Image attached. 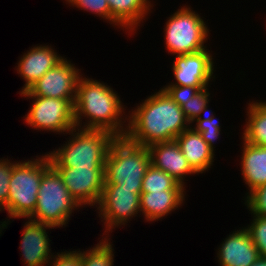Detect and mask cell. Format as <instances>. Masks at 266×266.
Returning <instances> with one entry per match:
<instances>
[{
  "label": "cell",
  "instance_id": "18",
  "mask_svg": "<svg viewBox=\"0 0 266 266\" xmlns=\"http://www.w3.org/2000/svg\"><path fill=\"white\" fill-rule=\"evenodd\" d=\"M191 168L199 175L214 165L215 152L209 147L200 133L192 127L184 130L175 138Z\"/></svg>",
  "mask_w": 266,
  "mask_h": 266
},
{
  "label": "cell",
  "instance_id": "34",
  "mask_svg": "<svg viewBox=\"0 0 266 266\" xmlns=\"http://www.w3.org/2000/svg\"><path fill=\"white\" fill-rule=\"evenodd\" d=\"M144 1L153 9L154 2L152 4L151 0H144Z\"/></svg>",
  "mask_w": 266,
  "mask_h": 266
},
{
  "label": "cell",
  "instance_id": "30",
  "mask_svg": "<svg viewBox=\"0 0 266 266\" xmlns=\"http://www.w3.org/2000/svg\"><path fill=\"white\" fill-rule=\"evenodd\" d=\"M206 87L176 86L165 85L162 89L175 101L179 106H183L186 101L196 95L201 89Z\"/></svg>",
  "mask_w": 266,
  "mask_h": 266
},
{
  "label": "cell",
  "instance_id": "19",
  "mask_svg": "<svg viewBox=\"0 0 266 266\" xmlns=\"http://www.w3.org/2000/svg\"><path fill=\"white\" fill-rule=\"evenodd\" d=\"M111 25L123 28L125 32L135 34L138 26L144 23L147 15L152 12L151 7L144 0H107Z\"/></svg>",
  "mask_w": 266,
  "mask_h": 266
},
{
  "label": "cell",
  "instance_id": "16",
  "mask_svg": "<svg viewBox=\"0 0 266 266\" xmlns=\"http://www.w3.org/2000/svg\"><path fill=\"white\" fill-rule=\"evenodd\" d=\"M151 164L167 174L171 175L183 187L188 175H198L184 157L179 145L175 140L159 142L148 147Z\"/></svg>",
  "mask_w": 266,
  "mask_h": 266
},
{
  "label": "cell",
  "instance_id": "10",
  "mask_svg": "<svg viewBox=\"0 0 266 266\" xmlns=\"http://www.w3.org/2000/svg\"><path fill=\"white\" fill-rule=\"evenodd\" d=\"M80 70L64 56L27 91L19 94L20 96L76 99L77 83L82 75Z\"/></svg>",
  "mask_w": 266,
  "mask_h": 266
},
{
  "label": "cell",
  "instance_id": "11",
  "mask_svg": "<svg viewBox=\"0 0 266 266\" xmlns=\"http://www.w3.org/2000/svg\"><path fill=\"white\" fill-rule=\"evenodd\" d=\"M54 168L80 207L97 205L105 184L104 168Z\"/></svg>",
  "mask_w": 266,
  "mask_h": 266
},
{
  "label": "cell",
  "instance_id": "8",
  "mask_svg": "<svg viewBox=\"0 0 266 266\" xmlns=\"http://www.w3.org/2000/svg\"><path fill=\"white\" fill-rule=\"evenodd\" d=\"M32 99L25 123L34 130L64 134L75 128L74 103L76 99L21 96ZM65 132V133H64ZM66 134V135H65Z\"/></svg>",
  "mask_w": 266,
  "mask_h": 266
},
{
  "label": "cell",
  "instance_id": "31",
  "mask_svg": "<svg viewBox=\"0 0 266 266\" xmlns=\"http://www.w3.org/2000/svg\"><path fill=\"white\" fill-rule=\"evenodd\" d=\"M48 266H82V251L57 252L47 263Z\"/></svg>",
  "mask_w": 266,
  "mask_h": 266
},
{
  "label": "cell",
  "instance_id": "5",
  "mask_svg": "<svg viewBox=\"0 0 266 266\" xmlns=\"http://www.w3.org/2000/svg\"><path fill=\"white\" fill-rule=\"evenodd\" d=\"M150 165L148 147L134 144L125 137H116L106 157L105 184L119 185L120 189H141Z\"/></svg>",
  "mask_w": 266,
  "mask_h": 266
},
{
  "label": "cell",
  "instance_id": "3",
  "mask_svg": "<svg viewBox=\"0 0 266 266\" xmlns=\"http://www.w3.org/2000/svg\"><path fill=\"white\" fill-rule=\"evenodd\" d=\"M65 144L47 152L53 167L104 168L111 143L116 138L105 130L73 128Z\"/></svg>",
  "mask_w": 266,
  "mask_h": 266
},
{
  "label": "cell",
  "instance_id": "6",
  "mask_svg": "<svg viewBox=\"0 0 266 266\" xmlns=\"http://www.w3.org/2000/svg\"><path fill=\"white\" fill-rule=\"evenodd\" d=\"M78 208L81 207L70 195L60 174L50 165L43 173L35 210L29 219L56 228L66 227Z\"/></svg>",
  "mask_w": 266,
  "mask_h": 266
},
{
  "label": "cell",
  "instance_id": "7",
  "mask_svg": "<svg viewBox=\"0 0 266 266\" xmlns=\"http://www.w3.org/2000/svg\"><path fill=\"white\" fill-rule=\"evenodd\" d=\"M203 18L188 5L181 6L167 18L163 32L168 54L186 55L207 49L205 43L211 30Z\"/></svg>",
  "mask_w": 266,
  "mask_h": 266
},
{
  "label": "cell",
  "instance_id": "33",
  "mask_svg": "<svg viewBox=\"0 0 266 266\" xmlns=\"http://www.w3.org/2000/svg\"><path fill=\"white\" fill-rule=\"evenodd\" d=\"M1 224H0V236H1V234H2V230H4V221L2 222H0Z\"/></svg>",
  "mask_w": 266,
  "mask_h": 266
},
{
  "label": "cell",
  "instance_id": "12",
  "mask_svg": "<svg viewBox=\"0 0 266 266\" xmlns=\"http://www.w3.org/2000/svg\"><path fill=\"white\" fill-rule=\"evenodd\" d=\"M213 60V55L209 49L193 54L176 55L172 63V71L176 81L167 85L209 87L210 82L216 78Z\"/></svg>",
  "mask_w": 266,
  "mask_h": 266
},
{
  "label": "cell",
  "instance_id": "17",
  "mask_svg": "<svg viewBox=\"0 0 266 266\" xmlns=\"http://www.w3.org/2000/svg\"><path fill=\"white\" fill-rule=\"evenodd\" d=\"M185 190L141 192L140 212L146 222H155L179 209L185 203Z\"/></svg>",
  "mask_w": 266,
  "mask_h": 266
},
{
  "label": "cell",
  "instance_id": "29",
  "mask_svg": "<svg viewBox=\"0 0 266 266\" xmlns=\"http://www.w3.org/2000/svg\"><path fill=\"white\" fill-rule=\"evenodd\" d=\"M245 198L243 200L249 214L266 216V184L254 189Z\"/></svg>",
  "mask_w": 266,
  "mask_h": 266
},
{
  "label": "cell",
  "instance_id": "23",
  "mask_svg": "<svg viewBox=\"0 0 266 266\" xmlns=\"http://www.w3.org/2000/svg\"><path fill=\"white\" fill-rule=\"evenodd\" d=\"M113 251L111 238L103 236L96 245L82 251V266H113Z\"/></svg>",
  "mask_w": 266,
  "mask_h": 266
},
{
  "label": "cell",
  "instance_id": "27",
  "mask_svg": "<svg viewBox=\"0 0 266 266\" xmlns=\"http://www.w3.org/2000/svg\"><path fill=\"white\" fill-rule=\"evenodd\" d=\"M69 6H74L78 10H84L103 18L111 24V13L107 0H64Z\"/></svg>",
  "mask_w": 266,
  "mask_h": 266
},
{
  "label": "cell",
  "instance_id": "25",
  "mask_svg": "<svg viewBox=\"0 0 266 266\" xmlns=\"http://www.w3.org/2000/svg\"><path fill=\"white\" fill-rule=\"evenodd\" d=\"M209 87L201 89L191 99L181 107L187 121L192 124L197 118L206 115L211 109H209L210 94ZM204 113V114H203Z\"/></svg>",
  "mask_w": 266,
  "mask_h": 266
},
{
  "label": "cell",
  "instance_id": "28",
  "mask_svg": "<svg viewBox=\"0 0 266 266\" xmlns=\"http://www.w3.org/2000/svg\"><path fill=\"white\" fill-rule=\"evenodd\" d=\"M18 161L8 160L7 158L0 159V211L7 209V200L9 197V181L12 174L13 166Z\"/></svg>",
  "mask_w": 266,
  "mask_h": 266
},
{
  "label": "cell",
  "instance_id": "14",
  "mask_svg": "<svg viewBox=\"0 0 266 266\" xmlns=\"http://www.w3.org/2000/svg\"><path fill=\"white\" fill-rule=\"evenodd\" d=\"M54 49L51 45H35L23 53V56L20 57L15 66L17 74L25 82L19 93L27 91L47 71L52 69L64 58Z\"/></svg>",
  "mask_w": 266,
  "mask_h": 266
},
{
  "label": "cell",
  "instance_id": "32",
  "mask_svg": "<svg viewBox=\"0 0 266 266\" xmlns=\"http://www.w3.org/2000/svg\"><path fill=\"white\" fill-rule=\"evenodd\" d=\"M251 266H266V258L260 257Z\"/></svg>",
  "mask_w": 266,
  "mask_h": 266
},
{
  "label": "cell",
  "instance_id": "1",
  "mask_svg": "<svg viewBox=\"0 0 266 266\" xmlns=\"http://www.w3.org/2000/svg\"><path fill=\"white\" fill-rule=\"evenodd\" d=\"M136 105L127 113L128 126L124 136L134 144L149 147L172 141L190 127L181 106L162 88Z\"/></svg>",
  "mask_w": 266,
  "mask_h": 266
},
{
  "label": "cell",
  "instance_id": "21",
  "mask_svg": "<svg viewBox=\"0 0 266 266\" xmlns=\"http://www.w3.org/2000/svg\"><path fill=\"white\" fill-rule=\"evenodd\" d=\"M247 103V118L242 138L247 143L266 146V101Z\"/></svg>",
  "mask_w": 266,
  "mask_h": 266
},
{
  "label": "cell",
  "instance_id": "4",
  "mask_svg": "<svg viewBox=\"0 0 266 266\" xmlns=\"http://www.w3.org/2000/svg\"><path fill=\"white\" fill-rule=\"evenodd\" d=\"M35 157L26 161L19 160L13 166L6 209L8 217L4 221V229L11 223L10 219H28L35 210L43 173L51 165L47 153Z\"/></svg>",
  "mask_w": 266,
  "mask_h": 266
},
{
  "label": "cell",
  "instance_id": "2",
  "mask_svg": "<svg viewBox=\"0 0 266 266\" xmlns=\"http://www.w3.org/2000/svg\"><path fill=\"white\" fill-rule=\"evenodd\" d=\"M117 94L106 83L83 77L82 74L77 83L74 103L75 126L105 130L115 137H124L128 126V115L125 113L127 107H124L120 95Z\"/></svg>",
  "mask_w": 266,
  "mask_h": 266
},
{
  "label": "cell",
  "instance_id": "20",
  "mask_svg": "<svg viewBox=\"0 0 266 266\" xmlns=\"http://www.w3.org/2000/svg\"><path fill=\"white\" fill-rule=\"evenodd\" d=\"M241 149V174L249 190L245 197L254 189L266 184V146L247 143L243 139Z\"/></svg>",
  "mask_w": 266,
  "mask_h": 266
},
{
  "label": "cell",
  "instance_id": "26",
  "mask_svg": "<svg viewBox=\"0 0 266 266\" xmlns=\"http://www.w3.org/2000/svg\"><path fill=\"white\" fill-rule=\"evenodd\" d=\"M253 219L246 230L249 232L260 257L266 258V216L252 215Z\"/></svg>",
  "mask_w": 266,
  "mask_h": 266
},
{
  "label": "cell",
  "instance_id": "22",
  "mask_svg": "<svg viewBox=\"0 0 266 266\" xmlns=\"http://www.w3.org/2000/svg\"><path fill=\"white\" fill-rule=\"evenodd\" d=\"M165 190H186L171 175L155 168L152 164L147 168L142 181L141 192H157Z\"/></svg>",
  "mask_w": 266,
  "mask_h": 266
},
{
  "label": "cell",
  "instance_id": "15",
  "mask_svg": "<svg viewBox=\"0 0 266 266\" xmlns=\"http://www.w3.org/2000/svg\"><path fill=\"white\" fill-rule=\"evenodd\" d=\"M217 252V262L220 266H251L260 258L249 232L245 227L230 233Z\"/></svg>",
  "mask_w": 266,
  "mask_h": 266
},
{
  "label": "cell",
  "instance_id": "9",
  "mask_svg": "<svg viewBox=\"0 0 266 266\" xmlns=\"http://www.w3.org/2000/svg\"><path fill=\"white\" fill-rule=\"evenodd\" d=\"M140 194L141 189H120L119 185L104 184L96 205L98 216L105 227L103 235L110 236L113 229L122 225L125 227L132 218L141 215Z\"/></svg>",
  "mask_w": 266,
  "mask_h": 266
},
{
  "label": "cell",
  "instance_id": "13",
  "mask_svg": "<svg viewBox=\"0 0 266 266\" xmlns=\"http://www.w3.org/2000/svg\"><path fill=\"white\" fill-rule=\"evenodd\" d=\"M56 227L33 221L23 225L21 243L19 249L22 254V261L25 266H47L54 253L50 248V240L46 230ZM52 252V253H51Z\"/></svg>",
  "mask_w": 266,
  "mask_h": 266
},
{
  "label": "cell",
  "instance_id": "24",
  "mask_svg": "<svg viewBox=\"0 0 266 266\" xmlns=\"http://www.w3.org/2000/svg\"><path fill=\"white\" fill-rule=\"evenodd\" d=\"M216 114L212 110H210L206 115L197 118L194 122L195 124H190L196 132L200 133L201 137L205 140V142L209 145V147L215 152L214 148L216 147L214 144L221 135V125L220 121L216 118Z\"/></svg>",
  "mask_w": 266,
  "mask_h": 266
}]
</instances>
